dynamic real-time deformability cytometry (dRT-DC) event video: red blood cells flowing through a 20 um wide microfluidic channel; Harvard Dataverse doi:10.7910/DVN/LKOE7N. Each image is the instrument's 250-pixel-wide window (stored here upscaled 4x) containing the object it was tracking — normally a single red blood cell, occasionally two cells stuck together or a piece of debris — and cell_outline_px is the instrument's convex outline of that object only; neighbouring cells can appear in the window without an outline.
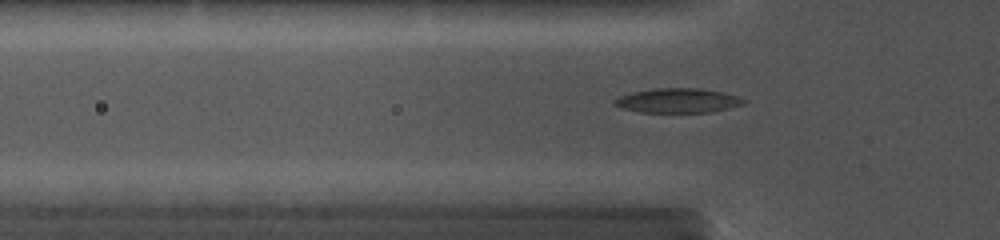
{"species": "common noctule bat (a hibernating species)", "species_latin": "Nyctalus noctula", "temperature_condition": "cold", "stored_images_in_passage": 56, "camera_frame_rate_fps": 5000, "um_per_image_px": 0.085, "animal": {"sex": "female", "body_mass_g": 19.0, "forearm_length_mm": 56.7}, "frame": {"image": 1, "passage_image": 17, "time_ms": 5.0, "image_size_px": [1000, 240], "cell_outline_px": [[744, 104], [728, 108], [708, 112], [640, 112], [624, 108], [612, 104], [612, 100], [616, 96], [632, 92], [652, 88], [700, 88], [724, 92], [740, 96], [744, 100]], "centroid_in_image_um": [57.57, 8.53], "position_along_channel_um": 68.2, "area_um2": 18.55}}
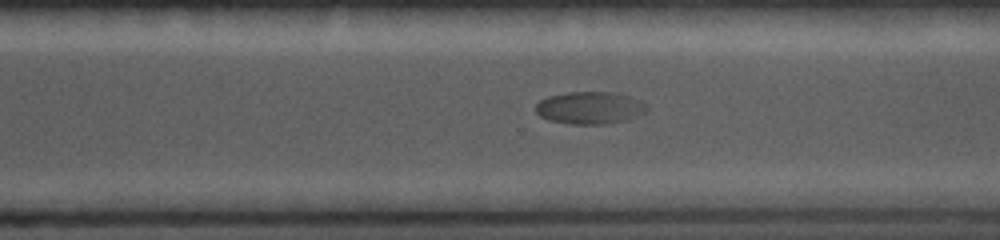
{"frame": {"image": 2, "passage_image": 39, "time_ms": 11.6, "image_size_px": [1000, 240], "cell_outline_px": [[648, 112], [628, 120], [608, 124], [568, 124], [548, 120], [540, 116], [536, 112], [536, 104], [540, 100], [548, 96], [568, 92], [616, 92], [640, 100], [648, 108]], "centroid_in_image_um": [50.15, 9.17], "position_along_channel_um": 320.4, "area_um2": 21.21}}
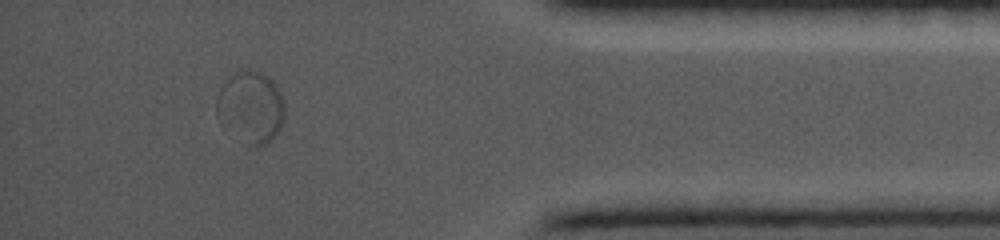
{"frame": {"image": 3, "passage_image": 49, "time_ms": 14.6, "image_size_px": [1000, 240], "cell_outline_px": [[284, 116], [280, 128], [276, 136], [264, 144], [256, 148], [252, 148], [244, 144], [216, 116], [216, 96], [220, 88], [236, 72], [244, 68], [260, 72], [272, 80], [280, 92], [284, 100]], "centroid_in_image_um": [21.32, 9.12], "position_along_channel_um": 413.9, "area_um2": 28.55}}